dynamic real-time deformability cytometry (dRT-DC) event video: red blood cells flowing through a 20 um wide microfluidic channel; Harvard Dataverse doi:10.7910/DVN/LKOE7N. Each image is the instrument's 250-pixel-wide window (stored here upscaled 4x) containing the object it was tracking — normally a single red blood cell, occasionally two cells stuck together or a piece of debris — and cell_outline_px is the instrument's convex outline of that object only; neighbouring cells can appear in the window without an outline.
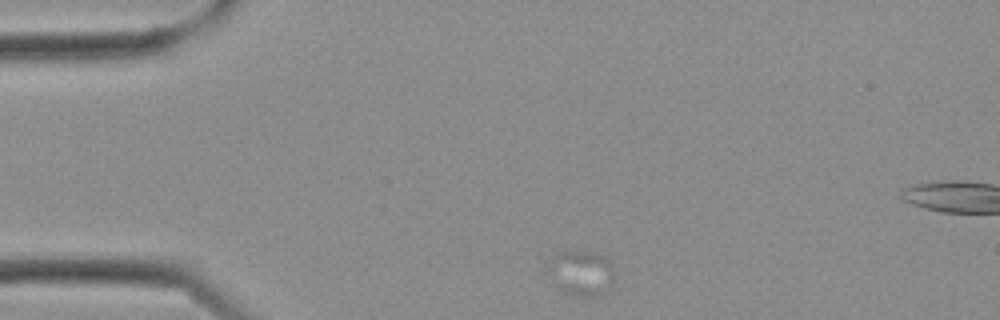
{"species": "Egyptian fruit bat (a non-hibernating species)", "species_latin": "Rousettus aegyptiacus", "temperature_condition": "cold", "stored_images_in_passage": 11, "camera_frame_rate_fps": 3000, "um_per_image_px": 0.085, "frame": {"image": 1, "passage_image": 1, "time_ms": 0.0, "image_size_px": [1000, 320], "cell_outline_px": [[612, 280], [608, 288], [604, 292], [596, 296], [576, 296], [564, 292], [544, 272], [552, 256], [560, 252], [592, 252], [608, 260], [612, 264]], "centroid_in_image_um": [49.33, 23.21], "position_along_channel_um": 35.7, "area_um2": 17.22}}
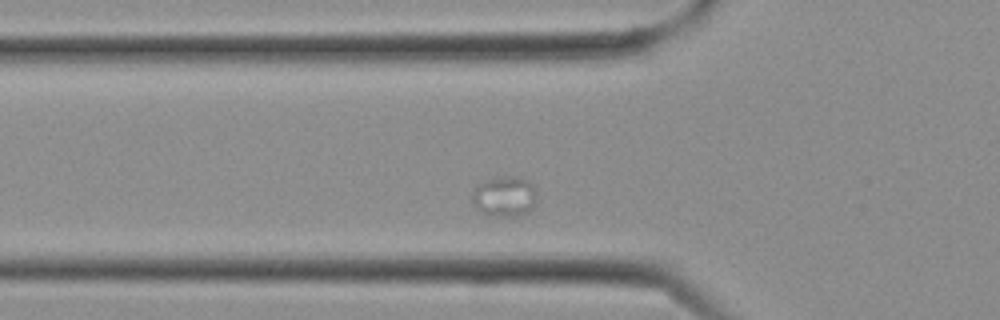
{"frame": {"image": 2, "passage_image": 5, "time_ms": 1.333, "image_size_px": [1000, 320], "cell_outline_px": [[536, 196], [532, 208], [528, 212], [516, 216], [488, 216], [476, 208], [472, 200], [476, 188], [484, 180], [504, 176], [516, 176], [532, 184], [536, 192]], "centroid_in_image_um": [42.89, 16.71], "position_along_channel_um": 82.9, "area_um2": 14.97}}